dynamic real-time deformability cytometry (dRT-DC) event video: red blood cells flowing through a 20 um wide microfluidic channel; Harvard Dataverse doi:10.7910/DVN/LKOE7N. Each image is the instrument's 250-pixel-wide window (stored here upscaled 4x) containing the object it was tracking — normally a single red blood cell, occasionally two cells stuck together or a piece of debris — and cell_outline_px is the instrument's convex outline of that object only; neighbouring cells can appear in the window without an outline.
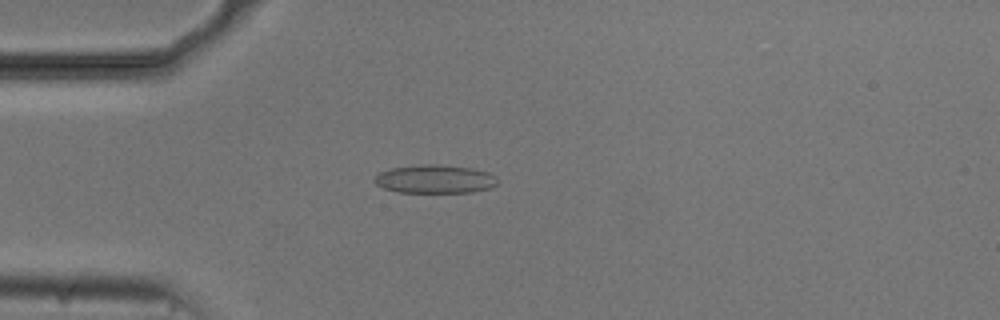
{"species": "common noctule bat (a hibernating species)", "species_latin": "Nyctalus noctula", "temperature_condition": "cold", "stored_images_in_passage": 53, "camera_frame_rate_fps": 3000, "um_per_image_px": 0.085, "animal": {"sex": "male", "body_mass_g": 20.5, "forearm_length_mm": 52.5}, "frame": {"image": 1, "passage_image": 14, "time_ms": 4.333, "image_size_px": [1000, 320], "cell_outline_px": [[496, 184], [492, 188], [472, 192], [396, 192], [384, 188], [376, 184], [372, 180], [380, 172], [392, 168], [424, 164], [440, 164], [468, 168], [488, 172], [496, 176]], "centroid_in_image_um": [36.96, 15.22], "position_along_channel_um": 48.0, "area_um2": 20.29}}
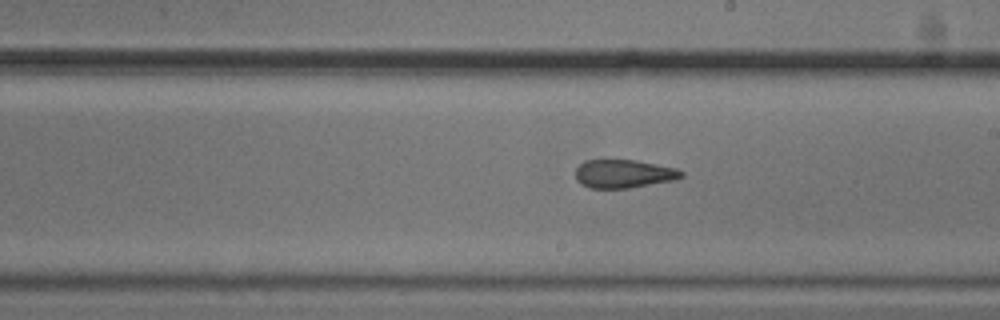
{"frame": {"image": 2, "passage_image": 30, "time_ms": 9.667, "image_size_px": [1000, 320], "cell_outline_px": [[684, 176], [676, 180], [628, 188], [588, 188], [580, 184], [576, 180], [576, 168], [584, 160], [636, 160], [676, 168], [684, 172]], "centroid_in_image_um": [53.01, 14.77], "position_along_channel_um": 236.0, "area_um2": 17.63}}
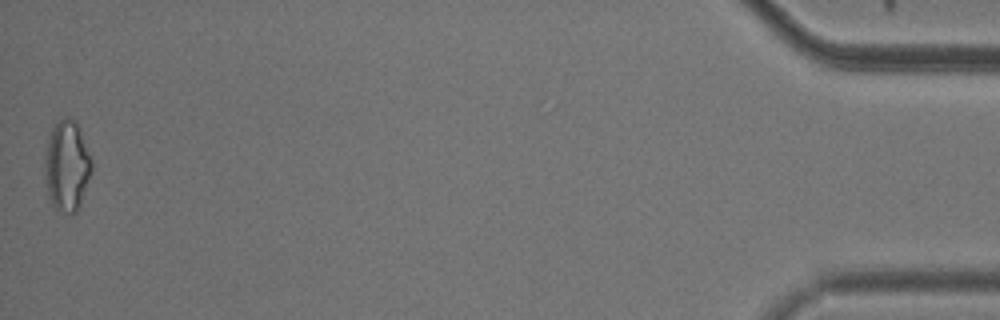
{"frame": {"image": 3, "passage_image": 53, "time_ms": 17.333, "image_size_px": [1000, 320], "cell_outline_px": [[92, 172], [80, 204], [76, 212], [56, 212], [48, 196], [44, 172], [44, 160], [48, 136], [52, 128], [64, 116], [68, 116], [76, 120], [92, 156]], "centroid_in_image_um": [5.69, 14.08], "position_along_channel_um": 429.5, "area_um2": 25.26}, "authors_computed_cell_mechanics": {"area_um2": 19.4786, "velocity_mm_per_s": 3.7485, "shape_relaxation_time_tau1_ms": null, "shape_relaxation_time_tau2_ms": 2.6766, "deformation_change_tau1": null, "deformation_change_tau2": 0.1126}}